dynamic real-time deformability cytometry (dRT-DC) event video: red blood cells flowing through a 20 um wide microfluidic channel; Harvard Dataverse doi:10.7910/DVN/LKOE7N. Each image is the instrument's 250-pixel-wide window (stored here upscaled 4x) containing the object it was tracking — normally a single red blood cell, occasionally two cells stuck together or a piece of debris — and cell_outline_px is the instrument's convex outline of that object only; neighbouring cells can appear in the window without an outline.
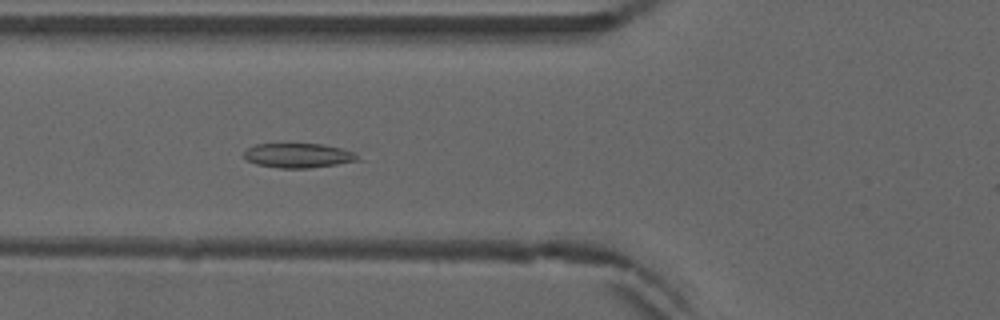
{"species": "common noctule bat (a hibernating species)", "species_latin": "Nyctalus noctula", "temperature_condition": "warm", "stored_images_in_passage": 54, "camera_frame_rate_fps": 3000, "um_per_image_px": 0.085, "animal": {"sex": "male", "forearm_length_mm": 52.5}, "frame": {"image": 1, "passage_image": 21, "time_ms": 6.667, "image_size_px": [1000, 320], "cell_outline_px": [[364, 160], [308, 168], [280, 168], [256, 164], [248, 160], [244, 156], [244, 152], [248, 148], [256, 144], [320, 144], [340, 148], [356, 152]], "centroid_in_image_um": [25.42, 13.22], "position_along_channel_um": 100.4, "area_um2": 16.24}}
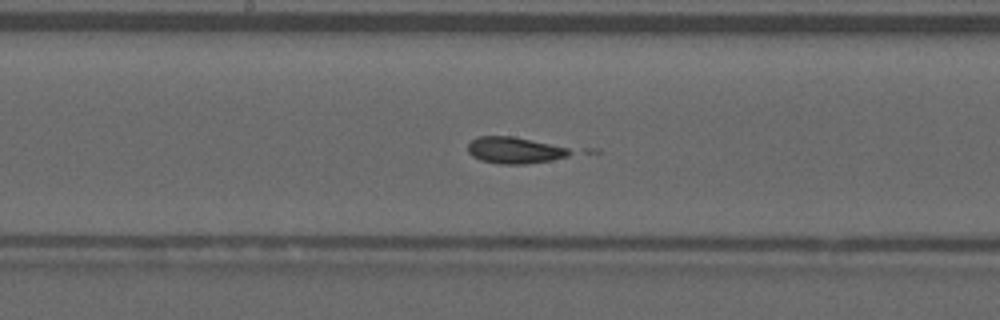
{"frame": {"image": 2, "passage_image": 29, "time_ms": 9.333, "image_size_px": [1000, 320], "cell_outline_px": [[576, 152], [568, 156], [552, 160], [528, 164], [500, 164], [480, 160], [472, 156], [468, 152], [468, 144], [476, 136], [512, 136], [568, 148]], "centroid_in_image_um": [43.74, 12.78], "position_along_channel_um": 204.5, "area_um2": 15.84}}
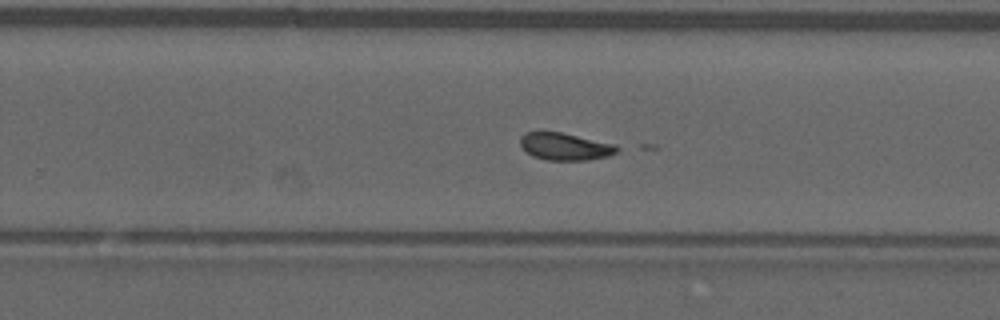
{"frame": {"image": 3, "passage_image": 35, "time_ms": 11.333, "image_size_px": [1000, 320], "cell_outline_px": [[624, 148], [608, 156], [588, 160], [548, 160], [532, 156], [520, 144], [520, 136], [524, 132], [560, 132], [616, 144]], "centroid_in_image_um": [48.07, 12.45], "position_along_channel_um": 281.7, "area_um2": 15.43}}